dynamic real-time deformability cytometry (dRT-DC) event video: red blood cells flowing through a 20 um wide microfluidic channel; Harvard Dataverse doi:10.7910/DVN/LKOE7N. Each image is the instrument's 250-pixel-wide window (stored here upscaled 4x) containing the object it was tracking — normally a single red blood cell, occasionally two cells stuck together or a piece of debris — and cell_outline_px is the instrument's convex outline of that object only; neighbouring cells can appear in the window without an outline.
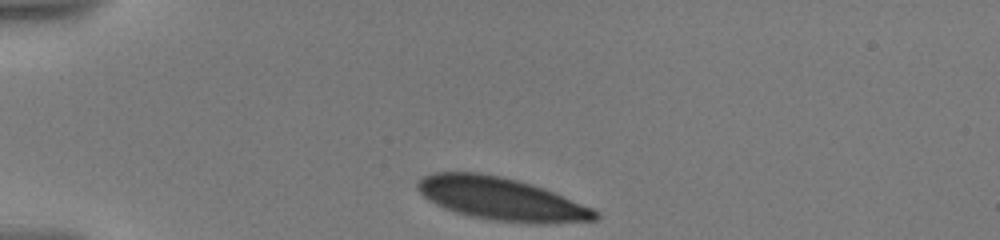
{"species": "human", "species_latin": "Homo sapiens", "temperature_condition": "warm", "stored_images_in_passage": 29, "camera_frame_rate_fps": 3000, "um_per_image_px": 0.085, "donor": {"sex": "male"}, "frame": {"image": 1, "passage_image": 1, "time_ms": 0.0, "image_size_px": [1000, 240], "cell_outline_px": [[600, 216], [596, 220], [548, 224], [536, 224], [496, 220], [472, 216], [436, 204], [428, 200], [416, 188], [416, 184], [424, 176], [432, 172], [480, 172], [500, 176], [532, 184], [544, 188], [592, 208], [600, 212]], "centroid_in_image_um": [42.65, 16.9], "position_along_channel_um": 42.4, "area_um2": 43.99}}
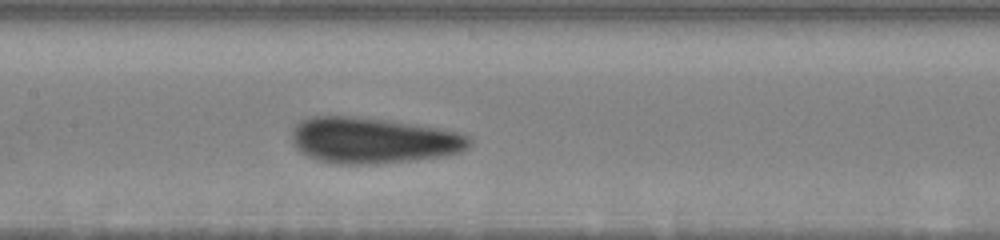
{"frame": {"image": 2, "passage_image": 13, "time_ms": 5.0, "image_size_px": [1000, 240], "cell_outline_px": [[468, 144], [460, 152], [440, 156], [416, 160], [376, 164], [336, 164], [316, 160], [300, 152], [296, 148], [292, 140], [292, 128], [300, 120], [312, 116], [356, 116], [388, 120], [416, 124], [436, 128], [468, 136]], "centroid_in_image_um": [31.6, 11.93], "position_along_channel_um": 175.8, "area_um2": 47.4}}
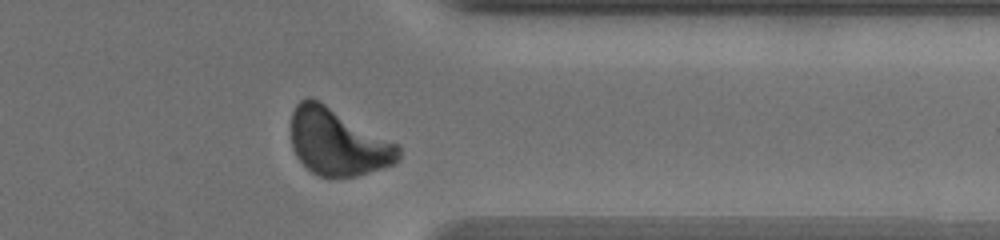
{"frame": {"image": 3, "passage_image": 25, "time_ms": 11.0, "image_size_px": [1000, 240], "cell_outline_px": [[400, 160], [392, 164], [356, 176], [320, 176], [312, 172], [296, 156], [292, 148], [292, 112], [296, 104], [304, 96], [312, 96], [320, 100], [400, 144]], "centroid_in_image_um": [28.72, 12.03], "position_along_channel_um": 382.7, "area_um2": 42.14}, "authors_computed_cell_mechanics": {"area_um2": 44.6794, "velocity_mm_per_s": 3.5022, "shape_relaxation_time_tau1_ms": 3.0025, "shape_relaxation_time_tau2_ms": null, "deformation_change_tau1": 0.1165, "deformation_change_tau2": null}}